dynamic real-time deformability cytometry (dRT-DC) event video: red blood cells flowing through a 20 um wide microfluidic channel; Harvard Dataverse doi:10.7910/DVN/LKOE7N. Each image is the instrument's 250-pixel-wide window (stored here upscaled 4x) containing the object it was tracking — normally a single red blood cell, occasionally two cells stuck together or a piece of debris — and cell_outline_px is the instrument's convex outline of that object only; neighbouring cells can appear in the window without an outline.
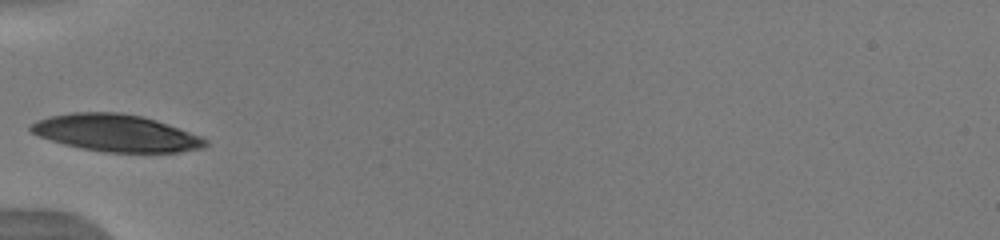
{"species": "human", "species_latin": "Homo sapiens", "temperature_condition": "warm", "stored_images_in_passage": 34, "camera_frame_rate_fps": 3000, "um_per_image_px": 0.085, "donor": {"sex": "male"}, "frame": {"image": 1, "passage_image": 1, "time_ms": 0.0, "image_size_px": [1000, 240], "cell_outline_px": [[208, 144], [204, 148], [180, 152], [104, 152], [80, 148], [64, 144], [28, 132], [28, 128], [36, 120], [48, 116], [72, 112], [120, 112], [144, 116], [156, 120], [200, 136], [208, 140]], "centroid_in_image_um": [9.84, 11.3], "position_along_channel_um": 75.2, "area_um2": 37.8}}
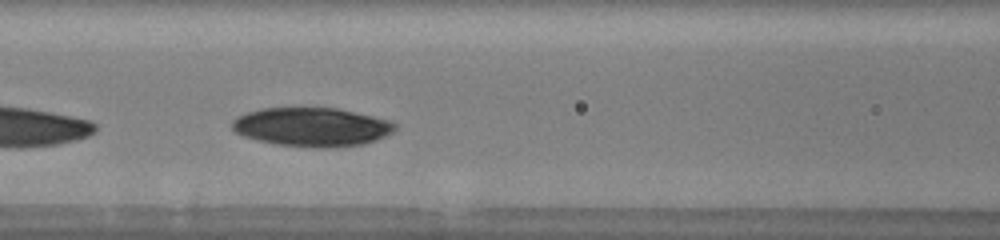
{"frame": {"image": 2, "passage_image": 6, "time_ms": 1.667, "image_size_px": [1000, 240], "cell_outline_px": [[396, 128], [392, 132], [376, 140], [364, 144], [336, 148], [308, 148], [276, 144], [256, 140], [244, 136], [236, 132], [232, 128], [232, 120], [236, 116], [260, 108], [336, 108], [372, 116], [388, 120], [396, 124]], "centroid_in_image_um": [26.48, 10.81], "position_along_channel_um": 140.1, "area_um2": 37.05}, "authors_computed_cell_mechanics": {"area_um2": 36.0961, "velocity_mm_per_s": 3.932, "shape_relaxation_time_tau1_ms": 5.5599, "shape_relaxation_time_tau2_ms": null, "deformation_change_tau1": 0.0757, "deformation_change_tau2": null}}